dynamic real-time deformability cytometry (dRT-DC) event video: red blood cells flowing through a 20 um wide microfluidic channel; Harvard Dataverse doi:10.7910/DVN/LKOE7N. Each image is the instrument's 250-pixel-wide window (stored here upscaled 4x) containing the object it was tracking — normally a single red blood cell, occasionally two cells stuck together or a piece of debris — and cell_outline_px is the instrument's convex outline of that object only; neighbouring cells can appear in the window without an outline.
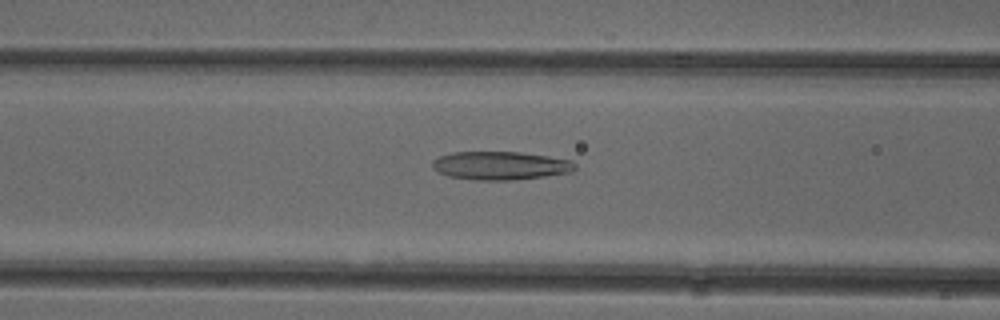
{"species": "common noctule bat (a hibernating species)", "species_latin": "Nyctalus noctula", "temperature_condition": "cold", "stored_images_in_passage": 52, "camera_frame_rate_fps": 3000, "um_per_image_px": 0.085, "animal": {"sex": "female"}, "frame": {"image": 1, "passage_image": 21, "time_ms": 6.667, "image_size_px": [1000, 320], "cell_outline_px": [[576, 168], [572, 172], [516, 180], [476, 180], [448, 176], [432, 168], [432, 160], [440, 156], [452, 152], [520, 152], [548, 156], [572, 160], [576, 164]], "centroid_in_image_um": [42.55, 14.07], "position_along_channel_um": 124.0, "area_um2": 23.64}}
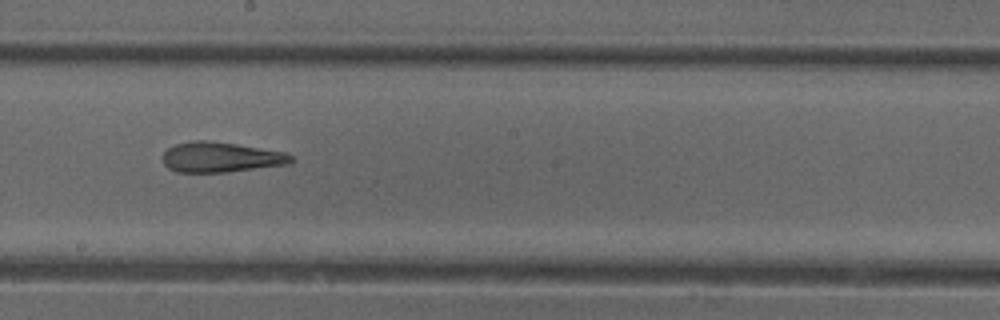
{"frame": {"image": 2, "passage_image": 29, "time_ms": 9.333, "image_size_px": [1000, 320], "cell_outline_px": [[296, 160], [288, 164], [228, 172], [176, 172], [168, 168], [164, 164], [164, 152], [168, 148], [176, 144], [196, 140], [208, 140], [236, 144], [288, 152]], "centroid_in_image_um": [18.81, 13.36], "position_along_channel_um": 229.4, "area_um2": 22.66}}
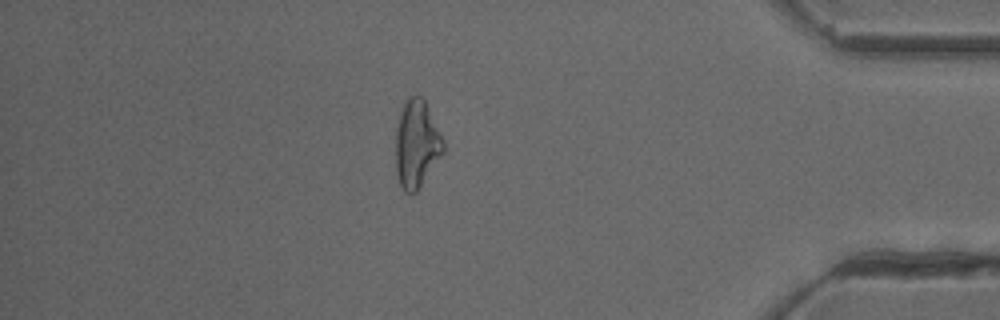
{"frame": {"image": 3, "passage_image": 45, "time_ms": 14.667, "image_size_px": [1000, 320], "cell_outline_px": [[444, 152], [416, 192], [412, 196], [404, 192], [400, 188], [396, 172], [396, 128], [400, 112], [404, 100], [408, 96], [420, 96], [424, 100], [444, 144]], "centroid_in_image_um": [35.37, 12.29], "position_along_channel_um": 399.8, "area_um2": 24.16}, "authors_computed_cell_mechanics": {"area_um2": 24.9696, "velocity_mm_per_s": 3.9349, "shape_relaxation_time_tau1_ms": 7.3296, "shape_relaxation_time_tau2_ms": 4.3454, "deformation_change_tau1": 0.1447, "deformation_change_tau2": 0.1626}}